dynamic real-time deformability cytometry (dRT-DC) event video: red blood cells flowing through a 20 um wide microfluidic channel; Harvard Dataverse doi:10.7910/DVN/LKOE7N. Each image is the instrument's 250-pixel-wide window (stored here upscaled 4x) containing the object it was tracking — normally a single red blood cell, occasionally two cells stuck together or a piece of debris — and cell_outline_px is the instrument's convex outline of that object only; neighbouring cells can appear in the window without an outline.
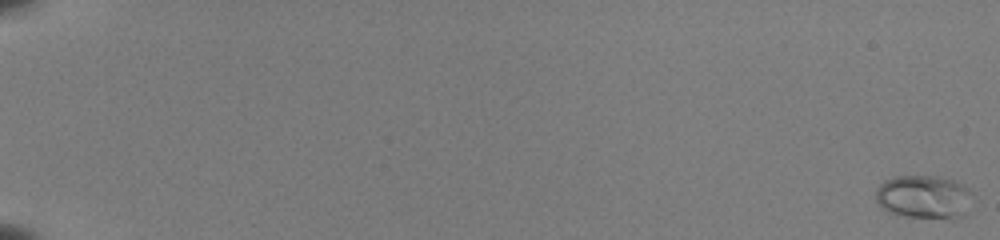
{"species": "common noctule bat (a hibernating species)", "species_latin": "Nyctalus noctula", "temperature_condition": "room temperature", "stored_images_in_passage": 54, "camera_frame_rate_fps": 3000, "um_per_image_px": 0.085, "animal": {"sex": "female", "body_mass_g": 22.0, "forearm_length_mm": 56.7}, "frame": {"image": 1, "passage_image": 1, "time_ms": 0.0, "image_size_px": [1000, 240], "cell_outline_px": [[972, 192], [964, 216], [908, 216], [892, 212], [884, 208], [876, 200], [876, 188], [884, 180], [896, 176], [936, 176], [952, 180], [964, 184]], "centroid_in_image_um": [78.51, 16.68], "position_along_channel_um": 6.5, "area_um2": 23.7}}
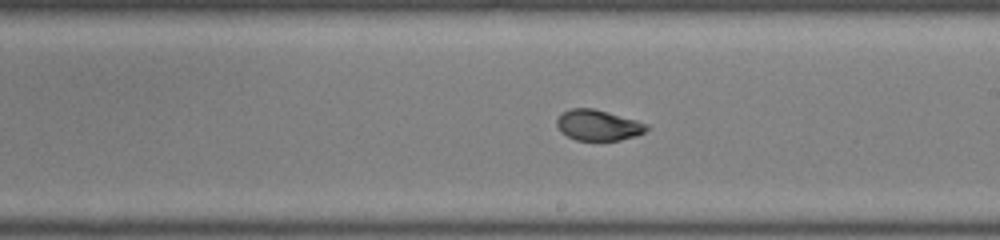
{"frame": {"image": 2, "passage_image": 35, "time_ms": 11.333, "image_size_px": [1000, 240], "cell_outline_px": [[648, 128], [644, 132], [636, 136], [620, 140], [576, 140], [560, 132], [556, 124], [556, 120], [564, 112], [572, 108], [592, 108], [608, 112], [636, 120], [648, 124]], "centroid_in_image_um": [50.84, 10.64], "position_along_channel_um": 238.2, "area_um2": 15.95}}
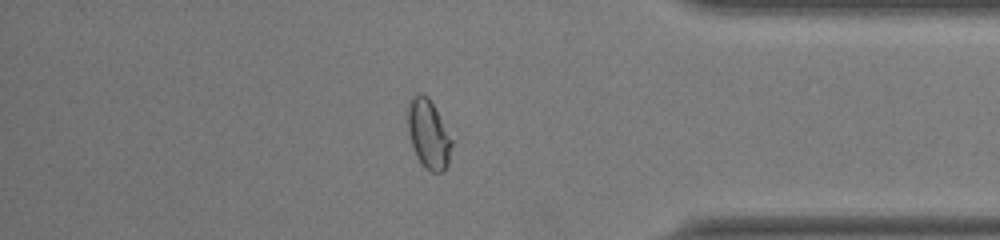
{"frame": {"image": 3, "passage_image": 48, "time_ms": 15.667, "image_size_px": [1000, 240], "cell_outline_px": [[456, 140], [448, 164], [444, 172], [432, 172], [424, 168], [416, 156], [408, 132], [408, 104], [412, 96], [420, 92], [428, 96]], "centroid_in_image_um": [36.49, 11.41], "position_along_channel_um": 398.7, "area_um2": 18.44}, "authors_computed_cell_mechanics": {"area_um2": 16.8776, "velocity_mm_per_s": 4.0068, "shape_relaxation_time_tau1_ms": 5.2485, "shape_relaxation_time_tau2_ms": 0.8231, "deformation_change_tau1": 0.1839, "deformation_change_tau2": 0.0472}}